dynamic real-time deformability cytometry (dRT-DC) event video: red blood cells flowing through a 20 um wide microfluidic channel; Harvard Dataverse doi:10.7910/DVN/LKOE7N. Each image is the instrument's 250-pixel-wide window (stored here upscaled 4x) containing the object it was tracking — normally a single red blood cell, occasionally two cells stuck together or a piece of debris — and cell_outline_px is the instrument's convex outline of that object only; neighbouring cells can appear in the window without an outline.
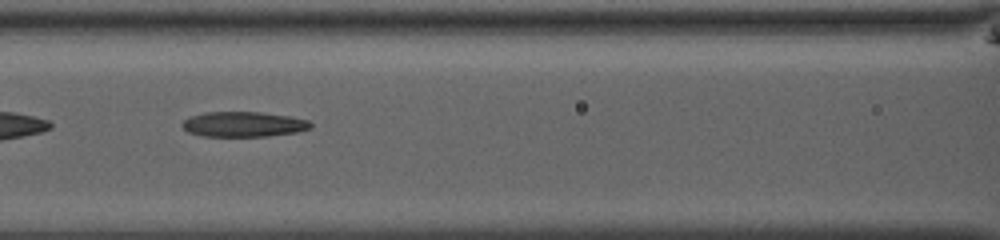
{"species": "common noctule bat (a hibernating species)", "species_latin": "Nyctalus noctula", "temperature_condition": "room temperature", "stored_images_in_passage": 39, "camera_frame_rate_fps": 3000, "um_per_image_px": 0.085, "animal": {"sex": "male", "body_mass_g": 13.0, "forearm_length_mm": 53.1}, "frame": {"image": 1, "passage_image": 12, "time_ms": 3.667, "image_size_px": [1000, 240], "cell_outline_px": [[312, 128], [296, 132], [268, 136], [204, 136], [188, 132], [180, 124], [188, 116], [204, 112], [260, 112], [292, 116], [308, 120], [312, 124]], "centroid_in_image_um": [20.7, 10.55], "position_along_channel_um": 145.9, "area_um2": 18.96}}
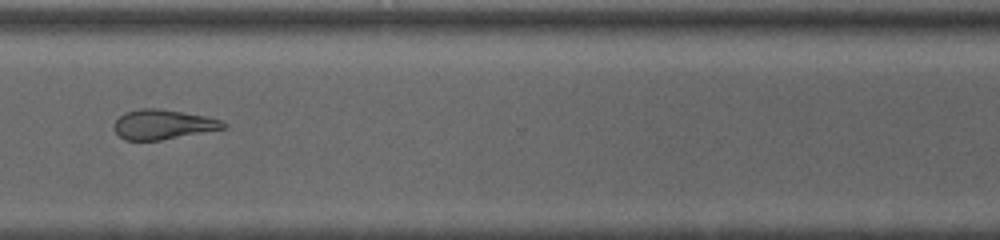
{"frame": {"image": 2, "passage_image": 28, "time_ms": 9.0, "image_size_px": [1000, 240], "cell_outline_px": [[228, 124], [224, 128], [160, 140], [124, 140], [112, 128], [112, 124], [124, 112], [140, 108], [156, 108], [204, 116], [220, 120]], "centroid_in_image_um": [13.78, 10.57], "position_along_channel_um": 356.8, "area_um2": 18.67}, "authors_computed_cell_mechanics": {"area_um2": 19.4208, "velocity_mm_per_s": 3.9645, "shape_relaxation_time_tau1_ms": null, "shape_relaxation_time_tau2_ms": 3.6847, "deformation_change_tau1": null, "deformation_change_tau2": 0.1338}}